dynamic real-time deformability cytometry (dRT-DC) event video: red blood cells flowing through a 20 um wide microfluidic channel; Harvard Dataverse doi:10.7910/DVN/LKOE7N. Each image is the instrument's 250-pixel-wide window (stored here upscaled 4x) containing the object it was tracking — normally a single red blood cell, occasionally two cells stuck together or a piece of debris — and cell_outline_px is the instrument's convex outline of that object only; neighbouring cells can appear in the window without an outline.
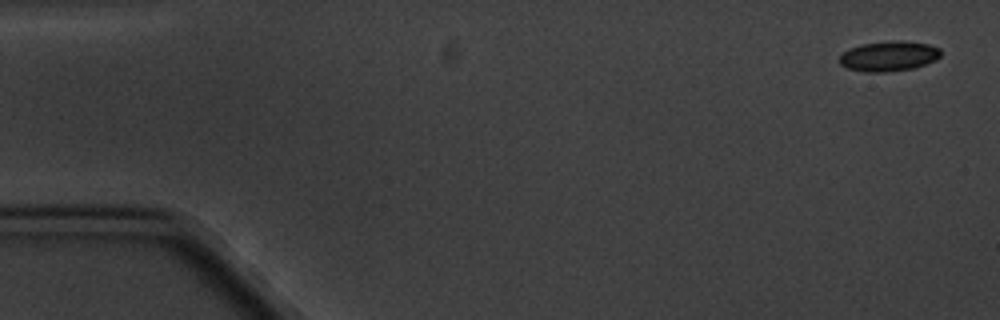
{"species": "common noctule bat (a hibernating species)", "species_latin": "Nyctalus noctula", "temperature_condition": "cold", "stored_images_in_passage": 9, "camera_frame_rate_fps": 3000, "um_per_image_px": 0.085, "animal": {"sex": "male", "body_mass_g": 20.1, "forearm_length_mm": 53.5}, "frame": {"image": 1, "passage_image": 1, "time_ms": 0.0, "image_size_px": [1000, 320], "cell_outline_px": [[940, 56], [936, 60], [916, 68], [884, 72], [864, 72], [848, 68], [840, 64], [840, 56], [844, 52], [860, 44], [892, 40], [904, 40], [928, 44], [940, 48]], "centroid_in_image_um": [75.58, 4.77], "position_along_channel_um": 9.4, "area_um2": 17.86}}